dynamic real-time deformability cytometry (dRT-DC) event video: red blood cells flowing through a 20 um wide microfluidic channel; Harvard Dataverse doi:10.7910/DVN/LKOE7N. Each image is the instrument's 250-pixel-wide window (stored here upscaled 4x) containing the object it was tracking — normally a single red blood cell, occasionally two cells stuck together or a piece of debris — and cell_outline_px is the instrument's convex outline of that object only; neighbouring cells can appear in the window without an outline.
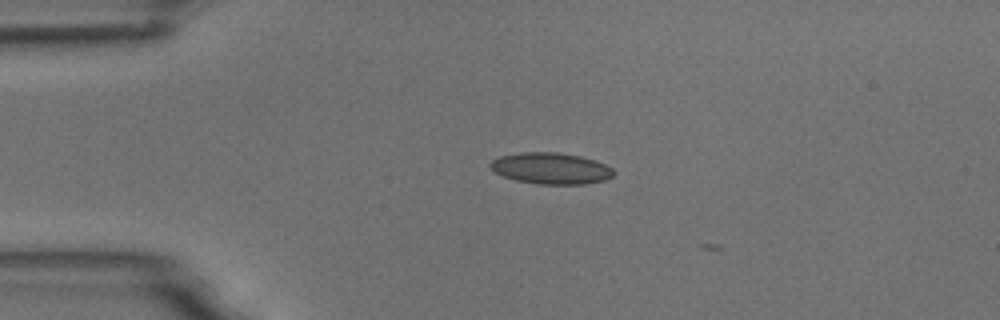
{"species": "common noctule bat (a hibernating species)", "species_latin": "Nyctalus noctula", "temperature_condition": "room temperature", "stored_images_in_passage": 2, "camera_frame_rate_fps": 3000, "um_per_image_px": 0.085, "animal": {"sex": "male", "body_mass_g": 18.8}, "frame": {"image": 1, "passage_image": 1, "time_ms": 0.0, "image_size_px": [1000, 320], "cell_outline_px": [[616, 172], [612, 176], [604, 180], [584, 184], [540, 184], [516, 180], [504, 176], [488, 168], [488, 164], [492, 160], [500, 156], [520, 152], [556, 152], [580, 156], [596, 160], [612, 168]], "centroid_in_image_um": [46.82, 14.3], "position_along_channel_um": 38.2, "area_um2": 22.54}}